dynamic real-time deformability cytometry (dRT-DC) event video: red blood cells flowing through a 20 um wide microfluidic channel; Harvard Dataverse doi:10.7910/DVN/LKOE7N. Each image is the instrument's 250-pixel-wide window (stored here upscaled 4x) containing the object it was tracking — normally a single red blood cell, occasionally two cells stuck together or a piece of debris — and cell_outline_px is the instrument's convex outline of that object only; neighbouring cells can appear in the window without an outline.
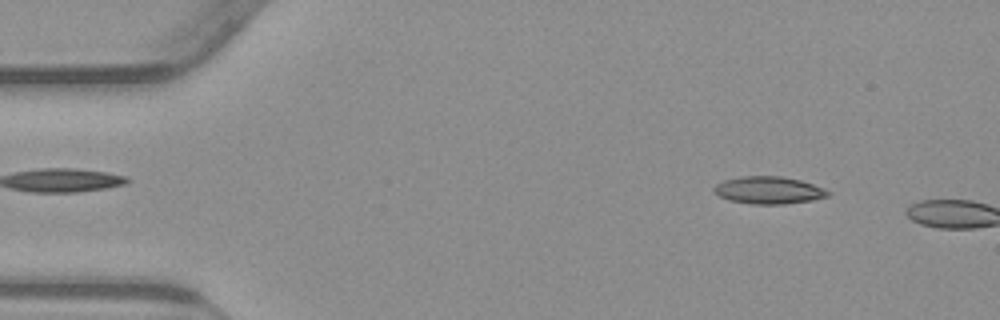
{"species": "common noctule bat (a hibernating species)", "species_latin": "Nyctalus noctula", "temperature_condition": "warm", "stored_images_in_passage": 8, "camera_frame_rate_fps": 3000, "um_per_image_px": 0.085, "animal": {"sex": "male", "body_mass_g": 23.1, "forearm_length_mm": 52.7}, "frame": {"image": 1, "passage_image": 6, "time_ms": 1.667, "image_size_px": [1000, 320], "cell_outline_px": [[832, 192], [828, 196], [812, 200], [784, 204], [752, 204], [728, 200], [720, 196], [712, 188], [716, 184], [724, 180], [740, 176], [780, 176], [800, 180], [824, 188]], "centroid_in_image_um": [65.34, 16.16], "position_along_channel_um": 19.7, "area_um2": 18.15}}